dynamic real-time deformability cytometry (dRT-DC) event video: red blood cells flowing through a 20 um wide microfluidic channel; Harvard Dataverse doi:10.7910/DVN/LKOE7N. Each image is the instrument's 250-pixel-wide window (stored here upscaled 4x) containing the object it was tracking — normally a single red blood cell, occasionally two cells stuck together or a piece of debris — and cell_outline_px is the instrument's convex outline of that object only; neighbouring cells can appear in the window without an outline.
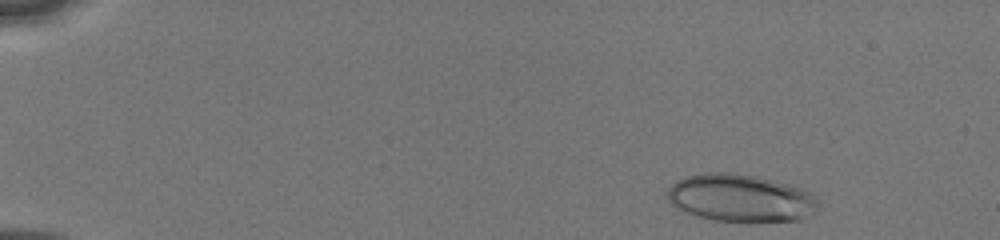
{"species": "human", "species_latin": "Homo sapiens", "temperature_condition": "cold", "stored_images_in_passage": 16, "camera_frame_rate_fps": 3000, "um_per_image_px": 0.085, "donor": {"sex": "male"}, "frame": {"image": 1, "passage_image": 1, "time_ms": 0.0, "image_size_px": [1000, 240], "cell_outline_px": [[820, 212], [812, 216], [800, 220], [716, 220], [696, 216], [676, 208], [668, 200], [668, 188], [676, 180], [688, 176], [708, 172], [736, 172], [756, 176], [788, 184], [800, 188], [808, 192], [816, 200]], "centroid_in_image_um": [62.95, 16.82], "position_along_channel_um": 22.0, "area_um2": 41.56}}
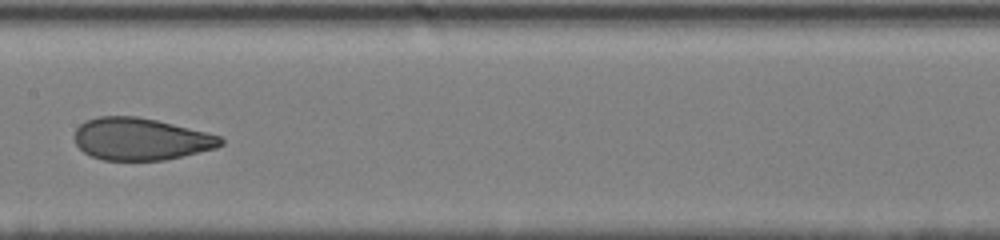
{"frame": {"image": 2, "passage_image": 11, "time_ms": 7.333, "image_size_px": [1000, 240], "cell_outline_px": [[224, 144], [216, 148], [164, 160], [104, 160], [92, 156], [84, 152], [76, 144], [76, 128], [80, 124], [88, 120], [100, 116], [136, 116], [156, 120], [208, 132], [220, 136], [224, 140]], "centroid_in_image_um": [11.99, 11.82], "position_along_channel_um": 195.4, "area_um2": 35.72}}
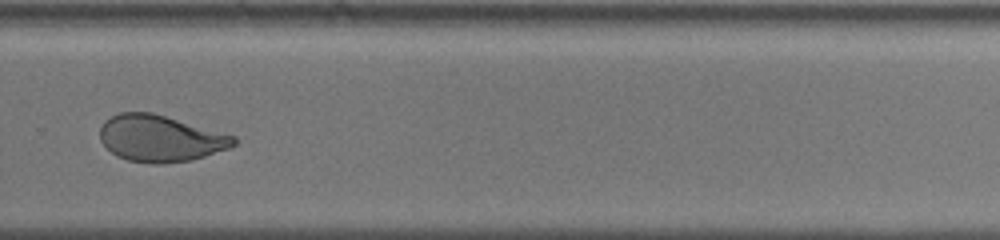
{"frame": {"image": 3, "passage_image": 15, "time_ms": 10.333, "image_size_px": [1000, 240], "cell_outline_px": [[236, 144], [228, 148], [192, 160], [164, 164], [152, 164], [128, 160], [116, 156], [100, 140], [100, 128], [104, 120], [120, 112], [152, 112], [236, 136]], "centroid_in_image_um": [13.61, 11.77], "position_along_channel_um": 316.2, "area_um2": 36.24}}